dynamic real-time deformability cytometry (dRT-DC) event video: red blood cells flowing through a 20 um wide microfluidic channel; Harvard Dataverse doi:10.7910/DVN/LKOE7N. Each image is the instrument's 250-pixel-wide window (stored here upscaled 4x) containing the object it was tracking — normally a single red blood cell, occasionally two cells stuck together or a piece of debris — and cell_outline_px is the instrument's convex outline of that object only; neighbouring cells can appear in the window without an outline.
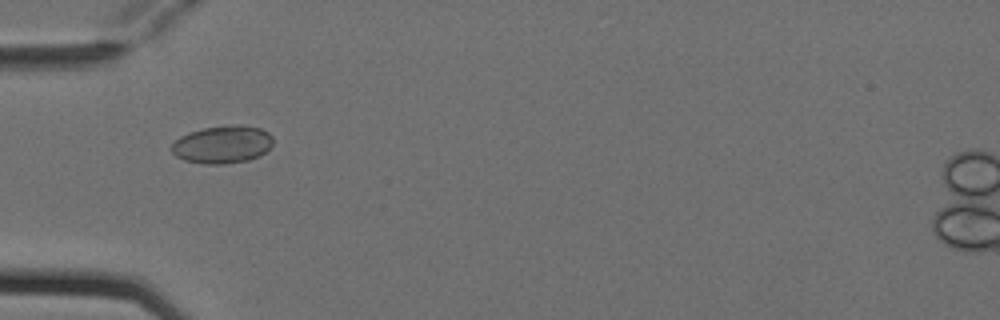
{"species": "Egyptian fruit bat (a non-hibernating species)", "species_latin": "Rousettus aegyptiacus", "temperature_condition": "cold", "stored_images_in_passage": 7, "camera_frame_rate_fps": 3000, "um_per_image_px": 0.085, "animal": {"sex": "female"}, "frame": {"image": 1, "passage_image": 5, "time_ms": 1.333, "image_size_px": [1000, 320], "cell_outline_px": [[272, 144], [260, 156], [248, 160], [224, 164], [204, 164], [184, 160], [176, 156], [172, 152], [172, 144], [180, 136], [204, 128], [232, 124], [240, 124], [260, 128], [268, 132], [272, 136]], "centroid_in_image_um": [18.92, 12.28], "position_along_channel_um": 66.1, "area_um2": 22.25}}
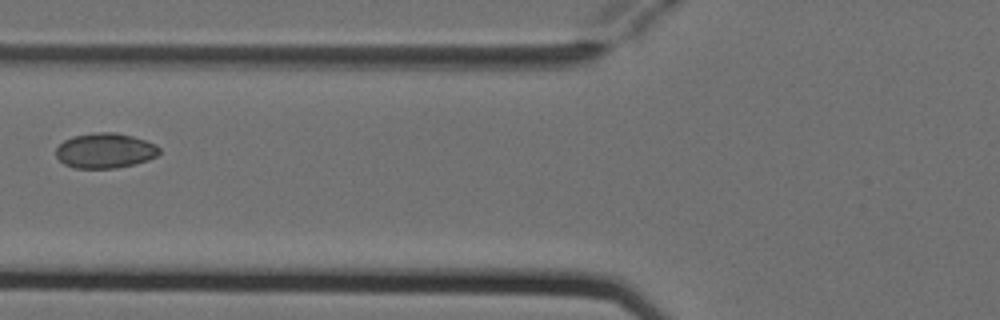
{"frame": {"image": 2, "passage_image": 6, "time_ms": 1.667, "image_size_px": [1000, 320], "cell_outline_px": [[160, 152], [156, 156], [148, 160], [116, 168], [72, 168], [64, 164], [56, 156], [56, 148], [64, 140], [72, 136], [92, 132], [116, 132], [132, 136], [144, 140], [160, 148]], "centroid_in_image_um": [8.89, 12.8], "position_along_channel_um": 116.9, "area_um2": 21.1}}
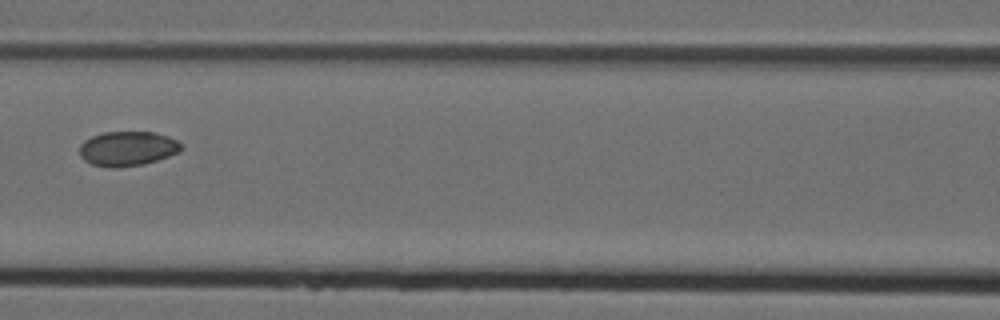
{"frame": {"image": 3, "passage_image": 7, "time_ms": 2.0, "image_size_px": [1000, 320], "cell_outline_px": [[184, 148], [180, 152], [144, 164], [116, 168], [108, 168], [92, 164], [84, 160], [80, 156], [80, 144], [84, 140], [92, 136], [104, 132], [156, 132], [168, 136], [184, 144]], "centroid_in_image_um": [10.86, 12.63], "position_along_channel_um": 155.7, "area_um2": 20.75}}